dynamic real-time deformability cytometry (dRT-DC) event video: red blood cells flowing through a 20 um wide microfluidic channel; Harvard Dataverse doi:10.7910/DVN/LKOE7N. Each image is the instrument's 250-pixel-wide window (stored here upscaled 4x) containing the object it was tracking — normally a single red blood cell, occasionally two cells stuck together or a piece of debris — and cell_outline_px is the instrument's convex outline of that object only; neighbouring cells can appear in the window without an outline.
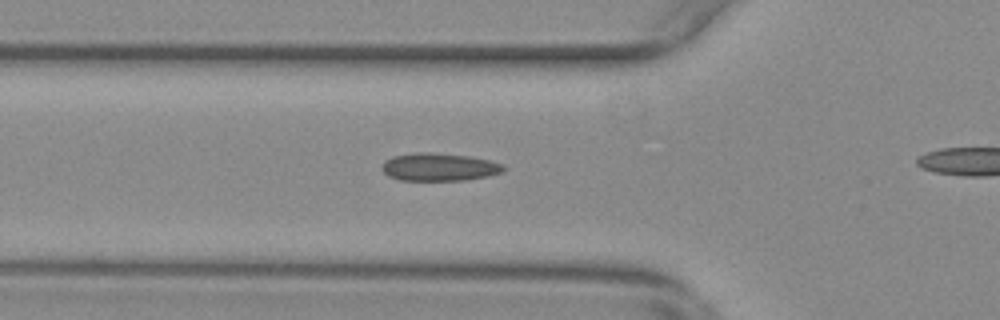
{"species": "common noctule bat (a hibernating species)", "species_latin": "Nyctalus noctula", "temperature_condition": "warm", "stored_images_in_passage": 28, "camera_frame_rate_fps": 3000, "um_per_image_px": 0.085, "animal": {"sex": "female", "body_mass_g": 29.2, "forearm_length_mm": 56.3}, "frame": {"image": 1, "passage_image": 2, "time_ms": 0.333, "image_size_px": [1000, 320], "cell_outline_px": [[508, 168], [504, 172], [488, 176], [464, 180], [400, 180], [388, 176], [380, 168], [380, 164], [384, 160], [392, 156], [416, 152], [428, 152], [468, 156], [488, 160], [504, 164]], "centroid_in_image_um": [37.31, 14.19], "position_along_channel_um": 88.5, "area_um2": 19.94}}
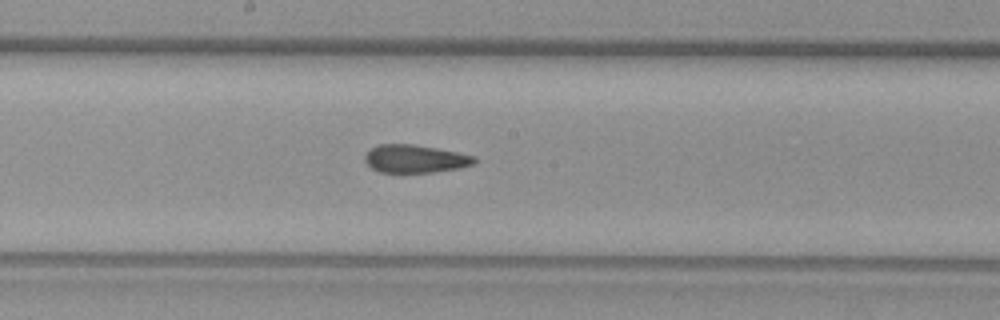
{"frame": {"image": 2, "passage_image": 12, "time_ms": 3.667, "image_size_px": [1000, 320], "cell_outline_px": [[476, 164], [460, 168], [432, 172], [380, 172], [372, 168], [364, 160], [364, 156], [376, 144], [412, 144], [436, 148], [476, 156]], "centroid_in_image_um": [35.3, 13.49], "position_along_channel_um": 212.9, "area_um2": 17.8}}
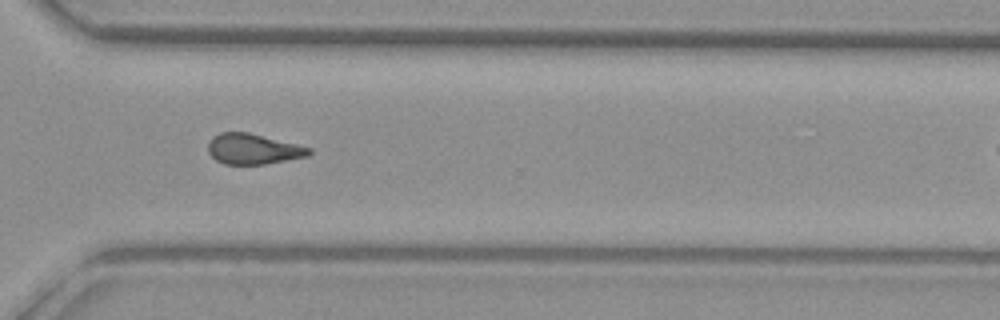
{"frame": {"image": 3, "passage_image": 23, "time_ms": 7.333, "image_size_px": [1000, 320], "cell_outline_px": [[312, 152], [308, 156], [264, 164], [224, 164], [216, 160], [208, 152], [208, 140], [212, 136], [220, 132], [248, 132], [312, 148]], "centroid_in_image_um": [21.49, 12.66], "position_along_channel_um": 349.1, "area_um2": 17.92}}